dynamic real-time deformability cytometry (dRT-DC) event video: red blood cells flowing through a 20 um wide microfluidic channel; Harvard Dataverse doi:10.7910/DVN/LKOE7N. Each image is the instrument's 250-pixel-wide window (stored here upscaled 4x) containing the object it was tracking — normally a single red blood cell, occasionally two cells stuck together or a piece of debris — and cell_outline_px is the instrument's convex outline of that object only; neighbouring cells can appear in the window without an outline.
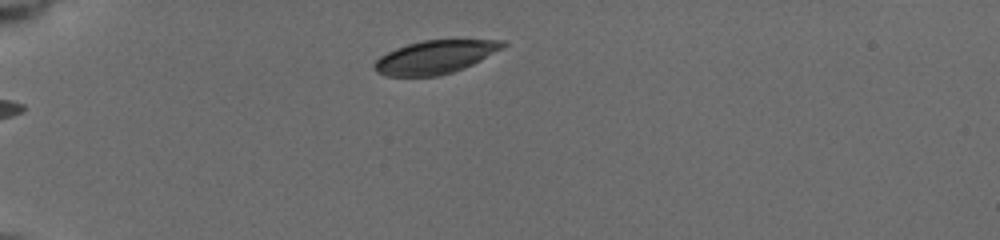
{"species": "common noctule bat (a hibernating species)", "species_latin": "Nyctalus noctula", "temperature_condition": "cold", "stored_images_in_passage": 12, "camera_frame_rate_fps": 3000, "um_per_image_px": 0.085, "animal": {"sex": "female", "body_mass_g": 19.5, "forearm_length_mm": 54.1}, "frame": {"image": 1, "passage_image": 1, "time_ms": 0.0, "image_size_px": [1000, 240], "cell_outline_px": [[508, 44], [480, 60], [464, 68], [452, 72], [436, 76], [384, 76], [376, 72], [376, 60], [380, 56], [396, 48], [408, 44], [424, 40], [504, 40]], "centroid_in_image_um": [36.97, 4.85], "position_along_channel_um": 48.0, "area_um2": 24.51}}
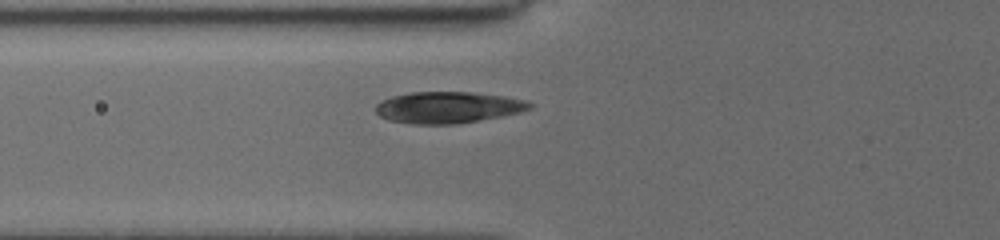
{"frame": {"image": 2, "passage_image": 8, "time_ms": 2.0, "image_size_px": [1000, 240], "cell_outline_px": [[532, 108], [520, 112], [500, 116], [456, 124], [412, 124], [388, 120], [380, 116], [376, 112], [376, 104], [392, 96], [412, 92], [472, 92], [504, 96], [524, 100], [532, 104]], "centroid_in_image_um": [38.06, 9.13], "position_along_channel_um": 87.7, "area_um2": 28.03}}
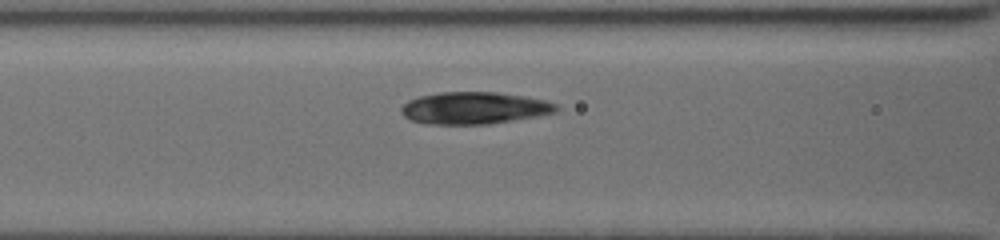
{"frame": {"image": 3, "passage_image": 11, "time_ms": 3.0, "image_size_px": [1000, 240], "cell_outline_px": [[560, 108], [556, 112], [536, 116], [488, 124], [428, 124], [412, 120], [404, 116], [400, 112], [400, 108], [408, 100], [420, 96], [440, 92], [496, 92], [524, 96], [544, 100], [556, 104]], "centroid_in_image_um": [40.29, 9.18], "position_along_channel_um": 126.3, "area_um2": 28.84}}